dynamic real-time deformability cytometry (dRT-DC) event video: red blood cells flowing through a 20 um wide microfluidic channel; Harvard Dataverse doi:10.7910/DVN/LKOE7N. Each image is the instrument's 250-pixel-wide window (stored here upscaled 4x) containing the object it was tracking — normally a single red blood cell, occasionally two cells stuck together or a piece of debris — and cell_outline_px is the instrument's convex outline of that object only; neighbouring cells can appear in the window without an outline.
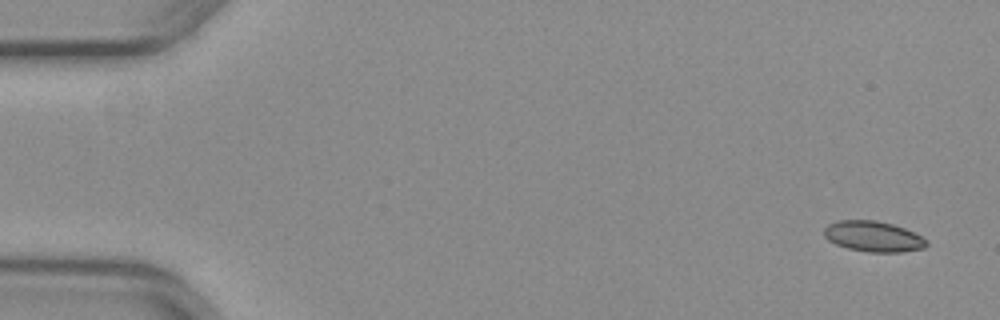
{"species": "common noctule bat (a hibernating species)", "species_latin": "Nyctalus noctula", "temperature_condition": "warm", "stored_images_in_passage": 51, "camera_frame_rate_fps": 3000, "um_per_image_px": 0.085, "animal": {"sex": "female", "body_mass_g": 29.2, "forearm_length_mm": 56.3}, "frame": {"image": 1, "passage_image": 1, "time_ms": 0.0, "image_size_px": [1000, 320], "cell_outline_px": [[928, 244], [924, 248], [900, 252], [868, 252], [848, 248], [836, 244], [828, 240], [824, 236], [824, 228], [828, 224], [836, 220], [876, 220], [892, 224], [904, 228], [928, 240]], "centroid_in_image_um": [74.21, 20.09], "position_along_channel_um": 10.8, "area_um2": 18.26}}
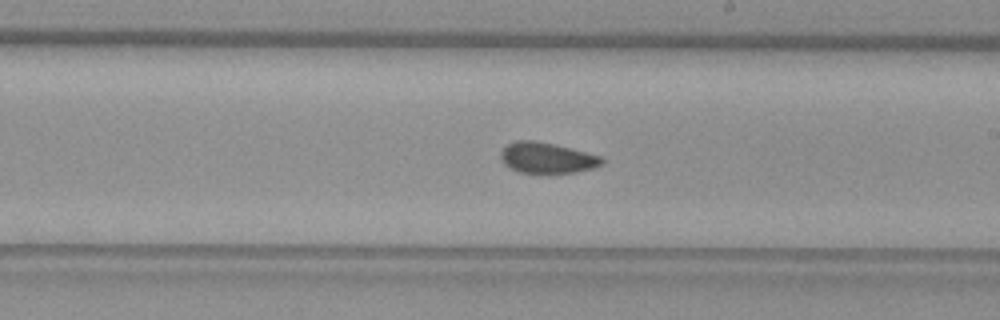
{"frame": {"image": 2, "passage_image": 29, "time_ms": 9.333, "image_size_px": [1000, 320], "cell_outline_px": [[604, 164], [592, 168], [576, 172], [516, 172], [504, 164], [500, 160], [500, 152], [508, 144], [516, 140], [532, 140], [552, 144], [600, 156], [604, 160]], "centroid_in_image_um": [46.45, 13.42], "position_along_channel_um": 242.6, "area_um2": 17.8}}
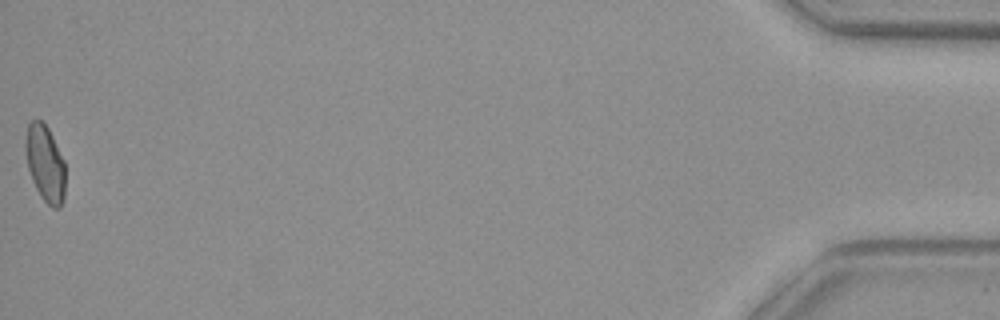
{"frame": {"image": 3, "passage_image": 51, "time_ms": 16.667, "image_size_px": [1000, 320], "cell_outline_px": [[64, 196], [60, 208], [52, 208], [40, 196], [32, 180], [28, 168], [24, 148], [24, 144], [28, 124], [32, 120], [40, 120], [48, 128], [64, 160]], "centroid_in_image_um": [3.82, 13.89], "position_along_channel_um": 431.4, "area_um2": 17.69}, "authors_computed_cell_mechanics": {"area_um2": 18.3226, "velocity_mm_per_s": 3.9882, "shape_relaxation_time_tau1_ms": null, "shape_relaxation_time_tau2_ms": 1.57, "deformation_change_tau1": null, "deformation_change_tau2": 0.0574}}